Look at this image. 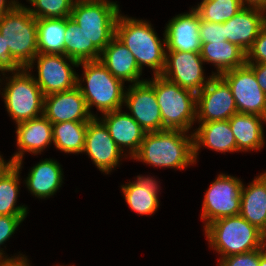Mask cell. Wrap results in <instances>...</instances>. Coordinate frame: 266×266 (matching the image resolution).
Wrapping results in <instances>:
<instances>
[{
  "instance_id": "cb8c5ba5",
  "label": "cell",
  "mask_w": 266,
  "mask_h": 266,
  "mask_svg": "<svg viewBox=\"0 0 266 266\" xmlns=\"http://www.w3.org/2000/svg\"><path fill=\"white\" fill-rule=\"evenodd\" d=\"M153 177L137 176L136 181L121 185L124 199L140 215L154 214L159 208L158 182Z\"/></svg>"
},
{
  "instance_id": "277c9868",
  "label": "cell",
  "mask_w": 266,
  "mask_h": 266,
  "mask_svg": "<svg viewBox=\"0 0 266 266\" xmlns=\"http://www.w3.org/2000/svg\"><path fill=\"white\" fill-rule=\"evenodd\" d=\"M0 35L12 56V70L27 68L39 53L37 19L21 3L0 17Z\"/></svg>"
},
{
  "instance_id": "ac0fdd59",
  "label": "cell",
  "mask_w": 266,
  "mask_h": 266,
  "mask_svg": "<svg viewBox=\"0 0 266 266\" xmlns=\"http://www.w3.org/2000/svg\"><path fill=\"white\" fill-rule=\"evenodd\" d=\"M18 150L10 159L12 163H23L24 152L41 153L53 143L52 123L44 116L17 123Z\"/></svg>"
},
{
  "instance_id": "d590c367",
  "label": "cell",
  "mask_w": 266,
  "mask_h": 266,
  "mask_svg": "<svg viewBox=\"0 0 266 266\" xmlns=\"http://www.w3.org/2000/svg\"><path fill=\"white\" fill-rule=\"evenodd\" d=\"M219 266H259L260 249L220 258Z\"/></svg>"
},
{
  "instance_id": "44dd1931",
  "label": "cell",
  "mask_w": 266,
  "mask_h": 266,
  "mask_svg": "<svg viewBox=\"0 0 266 266\" xmlns=\"http://www.w3.org/2000/svg\"><path fill=\"white\" fill-rule=\"evenodd\" d=\"M99 61L116 78L132 84L144 82L140 80L142 71L128 48L116 37L101 51Z\"/></svg>"
},
{
  "instance_id": "9a60e30c",
  "label": "cell",
  "mask_w": 266,
  "mask_h": 266,
  "mask_svg": "<svg viewBox=\"0 0 266 266\" xmlns=\"http://www.w3.org/2000/svg\"><path fill=\"white\" fill-rule=\"evenodd\" d=\"M83 152L106 174L118 166L123 155L104 123L97 117L88 121Z\"/></svg>"
},
{
  "instance_id": "ffe728a7",
  "label": "cell",
  "mask_w": 266,
  "mask_h": 266,
  "mask_svg": "<svg viewBox=\"0 0 266 266\" xmlns=\"http://www.w3.org/2000/svg\"><path fill=\"white\" fill-rule=\"evenodd\" d=\"M102 116L100 119L114 142L123 153L125 148H128V154L132 158L138 152L146 132L129 113H123L122 109L102 114Z\"/></svg>"
},
{
  "instance_id": "8fae6325",
  "label": "cell",
  "mask_w": 266,
  "mask_h": 266,
  "mask_svg": "<svg viewBox=\"0 0 266 266\" xmlns=\"http://www.w3.org/2000/svg\"><path fill=\"white\" fill-rule=\"evenodd\" d=\"M220 76L230 86L238 113L256 114L266 118V94L247 64L226 71Z\"/></svg>"
},
{
  "instance_id": "74e56055",
  "label": "cell",
  "mask_w": 266,
  "mask_h": 266,
  "mask_svg": "<svg viewBox=\"0 0 266 266\" xmlns=\"http://www.w3.org/2000/svg\"><path fill=\"white\" fill-rule=\"evenodd\" d=\"M254 72L257 82L266 94V63H246Z\"/></svg>"
},
{
  "instance_id": "f6af8a7d",
  "label": "cell",
  "mask_w": 266,
  "mask_h": 266,
  "mask_svg": "<svg viewBox=\"0 0 266 266\" xmlns=\"http://www.w3.org/2000/svg\"><path fill=\"white\" fill-rule=\"evenodd\" d=\"M97 1H109V2H112V3H114L115 5H117L119 7V5L117 4V2H113V1H110V0H97Z\"/></svg>"
},
{
  "instance_id": "2e32d148",
  "label": "cell",
  "mask_w": 266,
  "mask_h": 266,
  "mask_svg": "<svg viewBox=\"0 0 266 266\" xmlns=\"http://www.w3.org/2000/svg\"><path fill=\"white\" fill-rule=\"evenodd\" d=\"M43 115L52 123L89 121L97 115L89 112L86 100L76 86L44 96Z\"/></svg>"
},
{
  "instance_id": "30bf717a",
  "label": "cell",
  "mask_w": 266,
  "mask_h": 266,
  "mask_svg": "<svg viewBox=\"0 0 266 266\" xmlns=\"http://www.w3.org/2000/svg\"><path fill=\"white\" fill-rule=\"evenodd\" d=\"M36 61L38 78L35 76L34 79L44 96L77 86L78 74L71 67V64L73 67H79V62L76 60L64 54L38 53L27 67L29 71Z\"/></svg>"
},
{
  "instance_id": "4dcf8cb0",
  "label": "cell",
  "mask_w": 266,
  "mask_h": 266,
  "mask_svg": "<svg viewBox=\"0 0 266 266\" xmlns=\"http://www.w3.org/2000/svg\"><path fill=\"white\" fill-rule=\"evenodd\" d=\"M243 8L241 0H208L194 9L204 21L225 23Z\"/></svg>"
},
{
  "instance_id": "7bdbcfd3",
  "label": "cell",
  "mask_w": 266,
  "mask_h": 266,
  "mask_svg": "<svg viewBox=\"0 0 266 266\" xmlns=\"http://www.w3.org/2000/svg\"><path fill=\"white\" fill-rule=\"evenodd\" d=\"M12 161L9 160L8 162L4 161L2 156L0 155V177L5 173V171L12 165Z\"/></svg>"
},
{
  "instance_id": "f546056e",
  "label": "cell",
  "mask_w": 266,
  "mask_h": 266,
  "mask_svg": "<svg viewBox=\"0 0 266 266\" xmlns=\"http://www.w3.org/2000/svg\"><path fill=\"white\" fill-rule=\"evenodd\" d=\"M39 53L64 54L65 18L37 19Z\"/></svg>"
},
{
  "instance_id": "6da1fadb",
  "label": "cell",
  "mask_w": 266,
  "mask_h": 266,
  "mask_svg": "<svg viewBox=\"0 0 266 266\" xmlns=\"http://www.w3.org/2000/svg\"><path fill=\"white\" fill-rule=\"evenodd\" d=\"M119 9L109 1L75 0L70 17L88 40V61L99 60L101 51L115 37Z\"/></svg>"
},
{
  "instance_id": "e575fe53",
  "label": "cell",
  "mask_w": 266,
  "mask_h": 266,
  "mask_svg": "<svg viewBox=\"0 0 266 266\" xmlns=\"http://www.w3.org/2000/svg\"><path fill=\"white\" fill-rule=\"evenodd\" d=\"M26 216H0V246L4 244L14 233ZM0 248V260L13 259L7 257Z\"/></svg>"
},
{
  "instance_id": "3957f363",
  "label": "cell",
  "mask_w": 266,
  "mask_h": 266,
  "mask_svg": "<svg viewBox=\"0 0 266 266\" xmlns=\"http://www.w3.org/2000/svg\"><path fill=\"white\" fill-rule=\"evenodd\" d=\"M115 37L133 54L141 71L143 65H146L153 70V76L162 74L167 51L165 33L162 43L149 22L129 18L120 13L116 22Z\"/></svg>"
},
{
  "instance_id": "7402d4cb",
  "label": "cell",
  "mask_w": 266,
  "mask_h": 266,
  "mask_svg": "<svg viewBox=\"0 0 266 266\" xmlns=\"http://www.w3.org/2000/svg\"><path fill=\"white\" fill-rule=\"evenodd\" d=\"M193 134L194 159L201 146H206L216 152H237L235 136L230 127L229 120L199 123Z\"/></svg>"
},
{
  "instance_id": "d4e9b609",
  "label": "cell",
  "mask_w": 266,
  "mask_h": 266,
  "mask_svg": "<svg viewBox=\"0 0 266 266\" xmlns=\"http://www.w3.org/2000/svg\"><path fill=\"white\" fill-rule=\"evenodd\" d=\"M264 122L266 123V118L246 113H236L229 119L236 139L237 151H258L263 147L265 140L262 124Z\"/></svg>"
},
{
  "instance_id": "1f68e13d",
  "label": "cell",
  "mask_w": 266,
  "mask_h": 266,
  "mask_svg": "<svg viewBox=\"0 0 266 266\" xmlns=\"http://www.w3.org/2000/svg\"><path fill=\"white\" fill-rule=\"evenodd\" d=\"M64 55L77 62L88 61V40L71 17L65 18Z\"/></svg>"
},
{
  "instance_id": "b9f144b4",
  "label": "cell",
  "mask_w": 266,
  "mask_h": 266,
  "mask_svg": "<svg viewBox=\"0 0 266 266\" xmlns=\"http://www.w3.org/2000/svg\"><path fill=\"white\" fill-rule=\"evenodd\" d=\"M7 0H0V17L13 10L19 2L15 0H10L7 4Z\"/></svg>"
},
{
  "instance_id": "836d02e7",
  "label": "cell",
  "mask_w": 266,
  "mask_h": 266,
  "mask_svg": "<svg viewBox=\"0 0 266 266\" xmlns=\"http://www.w3.org/2000/svg\"><path fill=\"white\" fill-rule=\"evenodd\" d=\"M199 37L201 43L226 41L224 23H214L200 19Z\"/></svg>"
},
{
  "instance_id": "f35d334b",
  "label": "cell",
  "mask_w": 266,
  "mask_h": 266,
  "mask_svg": "<svg viewBox=\"0 0 266 266\" xmlns=\"http://www.w3.org/2000/svg\"><path fill=\"white\" fill-rule=\"evenodd\" d=\"M0 68L7 72L12 71V56L9 48H6L3 37L0 35Z\"/></svg>"
},
{
  "instance_id": "603a6c76",
  "label": "cell",
  "mask_w": 266,
  "mask_h": 266,
  "mask_svg": "<svg viewBox=\"0 0 266 266\" xmlns=\"http://www.w3.org/2000/svg\"><path fill=\"white\" fill-rule=\"evenodd\" d=\"M239 215L266 235V172L243 185Z\"/></svg>"
},
{
  "instance_id": "d6986e66",
  "label": "cell",
  "mask_w": 266,
  "mask_h": 266,
  "mask_svg": "<svg viewBox=\"0 0 266 266\" xmlns=\"http://www.w3.org/2000/svg\"><path fill=\"white\" fill-rule=\"evenodd\" d=\"M265 25L266 13L263 10L244 7L224 23L226 40L247 53Z\"/></svg>"
},
{
  "instance_id": "8d00e7d4",
  "label": "cell",
  "mask_w": 266,
  "mask_h": 266,
  "mask_svg": "<svg viewBox=\"0 0 266 266\" xmlns=\"http://www.w3.org/2000/svg\"><path fill=\"white\" fill-rule=\"evenodd\" d=\"M247 63H266V25L260 30L247 52Z\"/></svg>"
},
{
  "instance_id": "7c38bea8",
  "label": "cell",
  "mask_w": 266,
  "mask_h": 266,
  "mask_svg": "<svg viewBox=\"0 0 266 266\" xmlns=\"http://www.w3.org/2000/svg\"><path fill=\"white\" fill-rule=\"evenodd\" d=\"M238 113L235 99L227 82L213 75L197 93L196 119L199 123L229 120Z\"/></svg>"
},
{
  "instance_id": "7a4b0ae2",
  "label": "cell",
  "mask_w": 266,
  "mask_h": 266,
  "mask_svg": "<svg viewBox=\"0 0 266 266\" xmlns=\"http://www.w3.org/2000/svg\"><path fill=\"white\" fill-rule=\"evenodd\" d=\"M180 130L145 133L138 152L132 157L153 167L185 169L196 164L193 134Z\"/></svg>"
},
{
  "instance_id": "52a82bcc",
  "label": "cell",
  "mask_w": 266,
  "mask_h": 266,
  "mask_svg": "<svg viewBox=\"0 0 266 266\" xmlns=\"http://www.w3.org/2000/svg\"><path fill=\"white\" fill-rule=\"evenodd\" d=\"M83 67V82L77 76V87L86 100L89 112L95 106L102 114L122 108L124 103V82L114 77L107 68L99 61L79 62ZM81 82V83H80Z\"/></svg>"
},
{
  "instance_id": "e0dca14e",
  "label": "cell",
  "mask_w": 266,
  "mask_h": 266,
  "mask_svg": "<svg viewBox=\"0 0 266 266\" xmlns=\"http://www.w3.org/2000/svg\"><path fill=\"white\" fill-rule=\"evenodd\" d=\"M200 16L192 7L189 13L176 15L165 27L166 49L168 51L200 52Z\"/></svg>"
},
{
  "instance_id": "5bb4252c",
  "label": "cell",
  "mask_w": 266,
  "mask_h": 266,
  "mask_svg": "<svg viewBox=\"0 0 266 266\" xmlns=\"http://www.w3.org/2000/svg\"><path fill=\"white\" fill-rule=\"evenodd\" d=\"M124 104L129 114L146 132L162 131V116L154 87L146 81L129 85L125 90Z\"/></svg>"
},
{
  "instance_id": "8992f818",
  "label": "cell",
  "mask_w": 266,
  "mask_h": 266,
  "mask_svg": "<svg viewBox=\"0 0 266 266\" xmlns=\"http://www.w3.org/2000/svg\"><path fill=\"white\" fill-rule=\"evenodd\" d=\"M156 94L163 130L188 132L196 120L197 94L172 83L161 75L148 81Z\"/></svg>"
},
{
  "instance_id": "ab89813d",
  "label": "cell",
  "mask_w": 266,
  "mask_h": 266,
  "mask_svg": "<svg viewBox=\"0 0 266 266\" xmlns=\"http://www.w3.org/2000/svg\"><path fill=\"white\" fill-rule=\"evenodd\" d=\"M21 255L15 256L13 259L0 260V266H30L27 258Z\"/></svg>"
},
{
  "instance_id": "5b68a950",
  "label": "cell",
  "mask_w": 266,
  "mask_h": 266,
  "mask_svg": "<svg viewBox=\"0 0 266 266\" xmlns=\"http://www.w3.org/2000/svg\"><path fill=\"white\" fill-rule=\"evenodd\" d=\"M204 229L210 247L221 258L261 249L266 244V235L240 215L217 219Z\"/></svg>"
},
{
  "instance_id": "9c48e42d",
  "label": "cell",
  "mask_w": 266,
  "mask_h": 266,
  "mask_svg": "<svg viewBox=\"0 0 266 266\" xmlns=\"http://www.w3.org/2000/svg\"><path fill=\"white\" fill-rule=\"evenodd\" d=\"M205 192L201 219L211 222L240 213L243 183L235 176L219 174Z\"/></svg>"
},
{
  "instance_id": "d6a6232c",
  "label": "cell",
  "mask_w": 266,
  "mask_h": 266,
  "mask_svg": "<svg viewBox=\"0 0 266 266\" xmlns=\"http://www.w3.org/2000/svg\"><path fill=\"white\" fill-rule=\"evenodd\" d=\"M32 7L28 11L36 19L68 18L75 0H28ZM34 7V8H33Z\"/></svg>"
},
{
  "instance_id": "484cf974",
  "label": "cell",
  "mask_w": 266,
  "mask_h": 266,
  "mask_svg": "<svg viewBox=\"0 0 266 266\" xmlns=\"http://www.w3.org/2000/svg\"><path fill=\"white\" fill-rule=\"evenodd\" d=\"M61 165L52 159H45L33 166L25 180L31 194L37 198H49L62 185L63 173Z\"/></svg>"
},
{
  "instance_id": "ee69618b",
  "label": "cell",
  "mask_w": 266,
  "mask_h": 266,
  "mask_svg": "<svg viewBox=\"0 0 266 266\" xmlns=\"http://www.w3.org/2000/svg\"><path fill=\"white\" fill-rule=\"evenodd\" d=\"M266 266V244L260 249V265Z\"/></svg>"
},
{
  "instance_id": "60d3db41",
  "label": "cell",
  "mask_w": 266,
  "mask_h": 266,
  "mask_svg": "<svg viewBox=\"0 0 266 266\" xmlns=\"http://www.w3.org/2000/svg\"><path fill=\"white\" fill-rule=\"evenodd\" d=\"M241 3L245 8H256L266 12V0H241Z\"/></svg>"
},
{
  "instance_id": "4fadbf2b",
  "label": "cell",
  "mask_w": 266,
  "mask_h": 266,
  "mask_svg": "<svg viewBox=\"0 0 266 266\" xmlns=\"http://www.w3.org/2000/svg\"><path fill=\"white\" fill-rule=\"evenodd\" d=\"M203 63L200 52L166 51L165 67L161 76L197 94L213 76H204Z\"/></svg>"
},
{
  "instance_id": "4316f807",
  "label": "cell",
  "mask_w": 266,
  "mask_h": 266,
  "mask_svg": "<svg viewBox=\"0 0 266 266\" xmlns=\"http://www.w3.org/2000/svg\"><path fill=\"white\" fill-rule=\"evenodd\" d=\"M201 44L200 54L204 62L212 63L217 68V73H212V75L220 76L226 71L247 63V53L238 45L227 40Z\"/></svg>"
},
{
  "instance_id": "83f0119b",
  "label": "cell",
  "mask_w": 266,
  "mask_h": 266,
  "mask_svg": "<svg viewBox=\"0 0 266 266\" xmlns=\"http://www.w3.org/2000/svg\"><path fill=\"white\" fill-rule=\"evenodd\" d=\"M22 163L12 164L0 177V216H27L25 205L16 206Z\"/></svg>"
},
{
  "instance_id": "ba28073f",
  "label": "cell",
  "mask_w": 266,
  "mask_h": 266,
  "mask_svg": "<svg viewBox=\"0 0 266 266\" xmlns=\"http://www.w3.org/2000/svg\"><path fill=\"white\" fill-rule=\"evenodd\" d=\"M3 88L5 107L15 123L38 118L43 115L44 95L36 84L34 75L27 68L11 71ZM32 75V76H31Z\"/></svg>"
},
{
  "instance_id": "f1b7e54d",
  "label": "cell",
  "mask_w": 266,
  "mask_h": 266,
  "mask_svg": "<svg viewBox=\"0 0 266 266\" xmlns=\"http://www.w3.org/2000/svg\"><path fill=\"white\" fill-rule=\"evenodd\" d=\"M88 121H69L52 124L53 144L65 153H83Z\"/></svg>"
},
{
  "instance_id": "bcb514c9",
  "label": "cell",
  "mask_w": 266,
  "mask_h": 266,
  "mask_svg": "<svg viewBox=\"0 0 266 266\" xmlns=\"http://www.w3.org/2000/svg\"><path fill=\"white\" fill-rule=\"evenodd\" d=\"M0 71H1V73H2L3 75H5L4 73L7 72L6 70H4V69H2V68H0ZM0 83H1V79H0Z\"/></svg>"
}]
</instances>
